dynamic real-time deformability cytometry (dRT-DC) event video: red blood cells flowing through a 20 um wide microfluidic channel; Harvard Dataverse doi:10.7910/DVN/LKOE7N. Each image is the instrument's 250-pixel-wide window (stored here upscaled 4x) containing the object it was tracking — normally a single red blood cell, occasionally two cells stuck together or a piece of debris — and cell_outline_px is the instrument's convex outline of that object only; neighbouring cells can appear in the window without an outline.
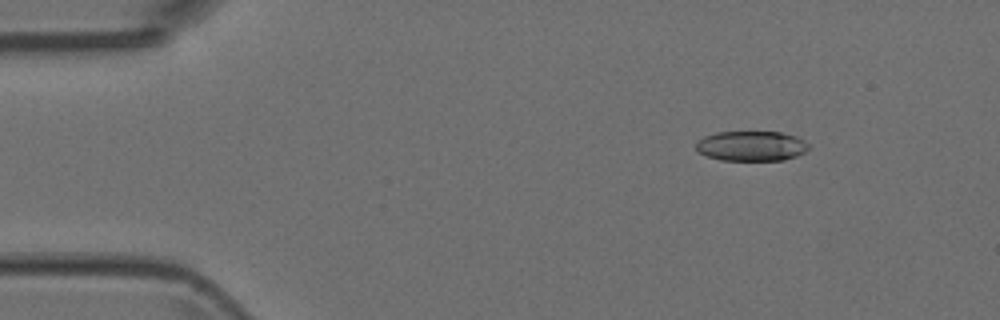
{"species": "Egyptian fruit bat (a non-hibernating species)", "species_latin": "Rousettus aegyptiacus", "temperature_condition": "room temperature", "stored_images_in_passage": 5, "camera_frame_rate_fps": 3000, "um_per_image_px": 0.085, "animal": {"sex": "female"}, "frame": {"image": 1, "passage_image": 1, "time_ms": 0.0, "image_size_px": [1000, 320], "cell_outline_px": [[808, 148], [804, 152], [796, 156], [784, 160], [720, 160], [696, 152], [696, 140], [704, 136], [716, 132], [780, 132], [796, 136], [804, 140], [808, 144]], "centroid_in_image_um": [63.83, 12.41], "position_along_channel_um": 21.2, "area_um2": 19.77}}
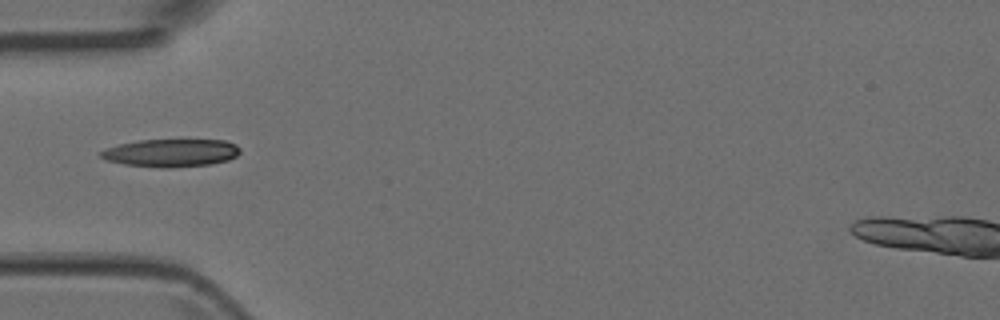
{"frame": {"image": 2, "passage_image": 4, "time_ms": 1.0, "image_size_px": [1000, 320], "cell_outline_px": [[240, 152], [236, 156], [228, 160], [212, 164], [172, 168], [160, 168], [124, 164], [104, 160], [100, 156], [100, 152], [108, 148], [120, 144], [140, 140], [224, 140], [236, 144], [240, 148]], "centroid_in_image_um": [14.56, 13.0], "position_along_channel_um": 70.4, "area_um2": 22.66}}
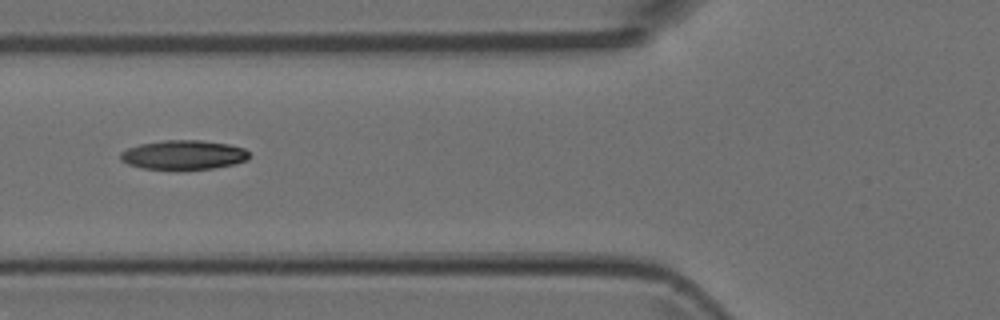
{"frame": {"image": 3, "passage_image": 5, "time_ms": 1.333, "image_size_px": [1000, 320], "cell_outline_px": [[248, 160], [216, 168], [140, 168], [128, 164], [120, 160], [120, 152], [128, 148], [140, 144], [164, 140], [200, 140], [228, 144], [244, 148], [248, 152]], "centroid_in_image_um": [15.58, 13.15], "position_along_channel_um": 110.2, "area_um2": 21.62}}